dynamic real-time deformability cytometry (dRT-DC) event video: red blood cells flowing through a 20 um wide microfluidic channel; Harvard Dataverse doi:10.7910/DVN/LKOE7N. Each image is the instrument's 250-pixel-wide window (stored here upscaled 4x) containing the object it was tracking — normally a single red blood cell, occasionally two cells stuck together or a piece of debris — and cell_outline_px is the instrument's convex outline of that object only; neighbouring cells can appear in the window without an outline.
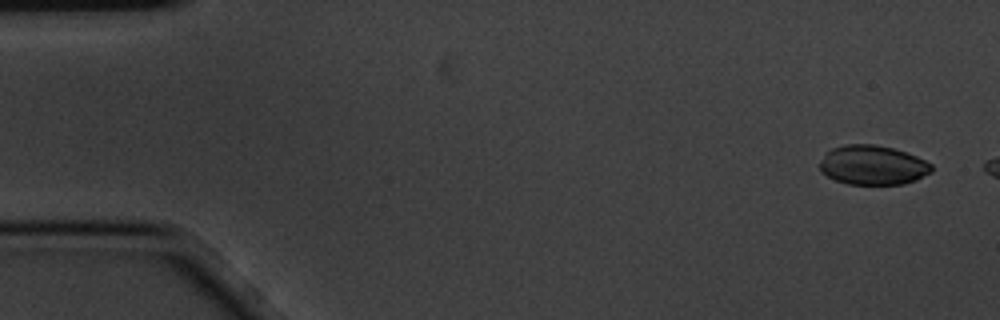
{"species": "common noctule bat (a hibernating species)", "species_latin": "Nyctalus noctula", "temperature_condition": "cold", "stored_images_in_passage": 3, "camera_frame_rate_fps": 3000, "um_per_image_px": 0.085, "animal": {"sex": "male", "body_mass_g": 20.1, "forearm_length_mm": 53.5}, "frame": {"image": 1, "passage_image": 1, "time_ms": 0.0, "image_size_px": [1000, 320], "cell_outline_px": [[932, 172], [916, 180], [904, 184], [848, 184], [836, 180], [820, 172], [820, 160], [832, 148], [844, 144], [876, 144], [892, 148], [916, 156], [932, 164]], "centroid_in_image_um": [74.19, 14.03], "position_along_channel_um": 10.8, "area_um2": 25.66}}